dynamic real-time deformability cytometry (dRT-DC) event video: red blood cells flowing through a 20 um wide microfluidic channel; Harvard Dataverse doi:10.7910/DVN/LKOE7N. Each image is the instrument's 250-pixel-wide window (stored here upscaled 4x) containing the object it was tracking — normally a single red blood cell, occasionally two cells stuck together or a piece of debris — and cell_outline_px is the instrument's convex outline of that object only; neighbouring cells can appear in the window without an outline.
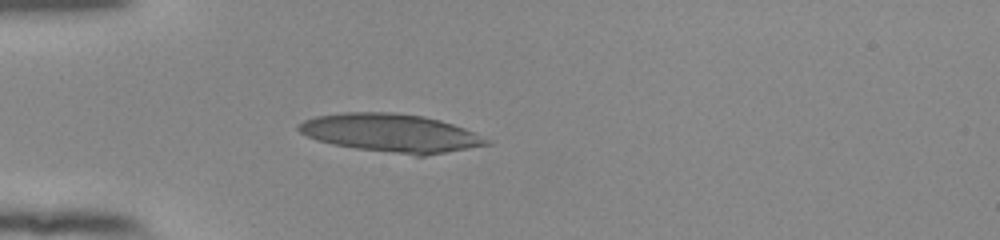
{"species": "human", "species_latin": "Homo sapiens", "temperature_condition": "room temperature", "stored_images_in_passage": 18, "camera_frame_rate_fps": 3000, "um_per_image_px": 0.085, "donor": {"sex": "female"}, "frame": {"image": 1, "passage_image": 16, "time_ms": 5.0, "image_size_px": [1000, 240], "cell_outline_px": [[492, 144], [424, 156], [416, 156], [356, 148], [332, 144], [316, 140], [300, 132], [296, 128], [296, 124], [304, 120], [316, 116], [344, 112], [392, 112], [424, 116], [440, 120], [464, 128], [492, 140]], "centroid_in_image_um": [33.23, 11.3], "position_along_channel_um": 51.8, "area_um2": 42.02}}